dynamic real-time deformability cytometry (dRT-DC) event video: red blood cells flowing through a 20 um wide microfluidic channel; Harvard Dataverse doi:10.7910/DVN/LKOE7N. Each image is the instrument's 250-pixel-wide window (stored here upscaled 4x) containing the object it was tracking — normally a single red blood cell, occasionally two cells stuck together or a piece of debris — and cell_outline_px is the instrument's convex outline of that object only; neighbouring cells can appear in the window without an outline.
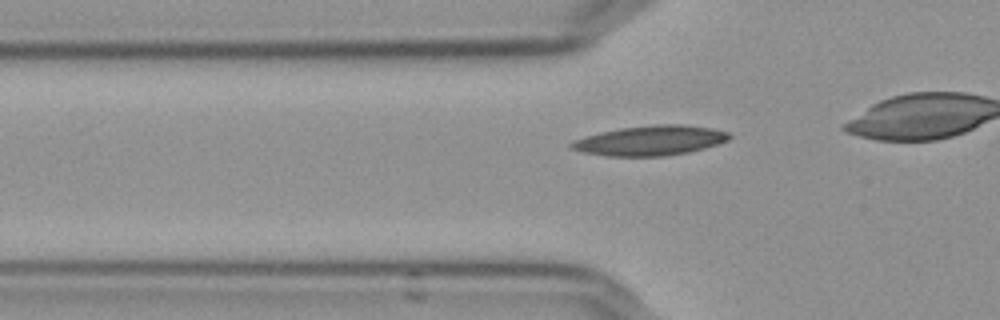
{"species": "Egyptian fruit bat (a non-hibernating species)", "species_latin": "Rousettus aegyptiacus", "temperature_condition": "cold", "stored_images_in_passage": 42, "camera_frame_rate_fps": 3000, "um_per_image_px": 0.085, "frame": {"image": 1, "passage_image": 16, "time_ms": 5.0, "image_size_px": [1000, 320], "cell_outline_px": [[732, 136], [728, 140], [704, 148], [688, 152], [664, 156], [608, 156], [584, 152], [572, 148], [568, 144], [572, 140], [584, 136], [600, 132], [620, 128], [656, 124], [684, 124], [712, 128], [728, 132]], "centroid_in_image_um": [55.26, 11.93], "position_along_channel_um": 70.5, "area_um2": 27.46}}
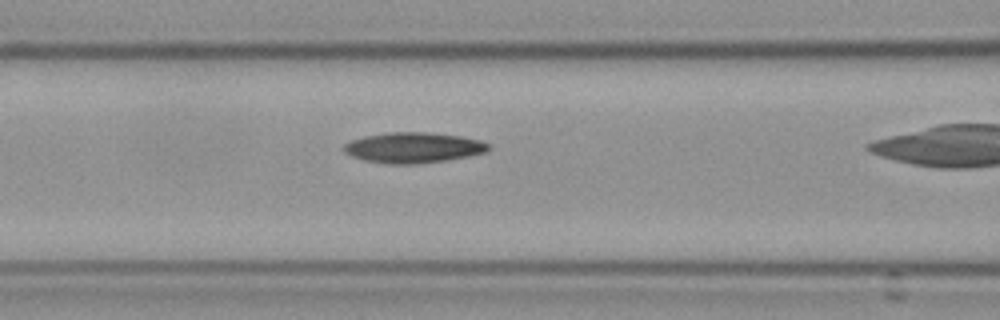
{"frame": {"image": 2, "passage_image": 21, "time_ms": 6.667, "image_size_px": [1000, 320], "cell_outline_px": [[492, 148], [488, 152], [448, 160], [416, 164], [384, 164], [364, 160], [352, 156], [344, 152], [340, 148], [344, 144], [352, 140], [364, 136], [388, 132], [428, 132], [460, 136], [480, 140], [488, 144]], "centroid_in_image_um": [35.12, 12.55], "position_along_channel_um": 131.5, "area_um2": 26.01}}